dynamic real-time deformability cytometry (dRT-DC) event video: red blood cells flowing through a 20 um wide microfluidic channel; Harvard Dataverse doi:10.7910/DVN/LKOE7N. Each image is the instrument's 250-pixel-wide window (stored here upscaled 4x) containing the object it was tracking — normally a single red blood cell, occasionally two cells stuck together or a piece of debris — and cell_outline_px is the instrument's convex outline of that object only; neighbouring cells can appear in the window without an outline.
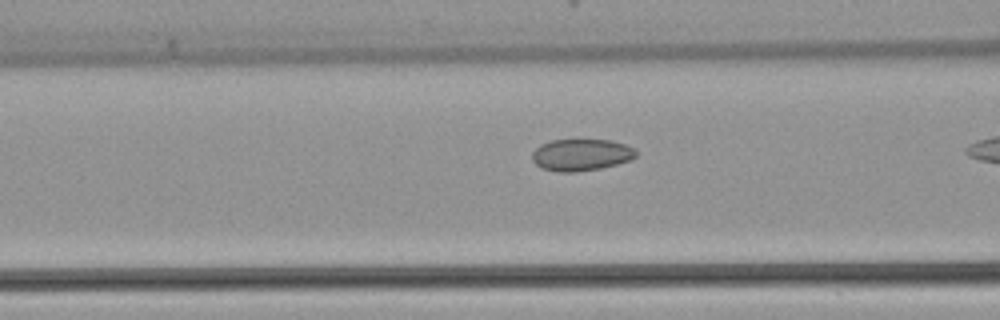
{"species": "common noctule bat (a hibernating species)", "species_latin": "Nyctalus noctula", "temperature_condition": "warm", "stored_images_in_passage": 18, "camera_frame_rate_fps": 3000, "um_per_image_px": 0.085, "animal": {"sex": "female", "body_mass_g": 22.7, "forearm_length_mm": 54.2}, "frame": {"image": 1, "passage_image": 16, "time_ms": 5.0, "image_size_px": [1000, 320], "cell_outline_px": [[636, 156], [628, 160], [616, 164], [600, 168], [576, 172], [560, 172], [540, 168], [532, 160], [532, 152], [540, 144], [552, 140], [608, 140], [624, 144], [632, 148], [636, 152]], "centroid_in_image_um": [49.34, 13.16], "position_along_channel_um": 117.3, "area_um2": 19.07}}